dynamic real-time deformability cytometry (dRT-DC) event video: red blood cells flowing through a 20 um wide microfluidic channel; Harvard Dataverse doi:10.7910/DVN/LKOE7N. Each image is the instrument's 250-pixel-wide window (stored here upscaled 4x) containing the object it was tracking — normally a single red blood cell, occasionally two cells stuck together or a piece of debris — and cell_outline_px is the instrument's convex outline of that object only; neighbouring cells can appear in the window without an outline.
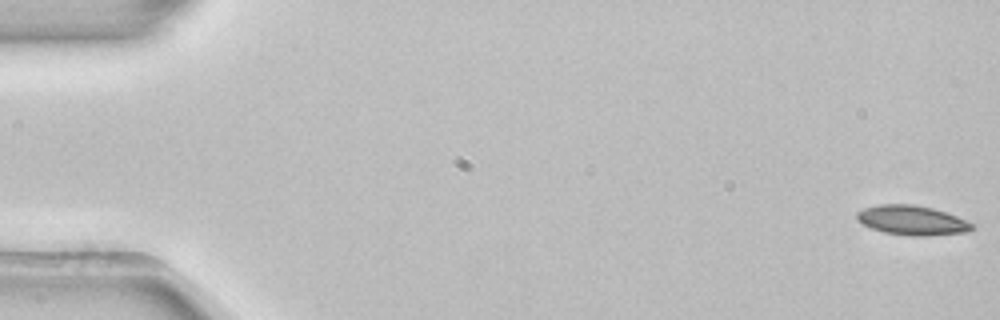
{"species": "common noctule bat (a hibernating species)", "species_latin": "Nyctalus noctula", "temperature_condition": "room temperature", "stored_images_in_passage": 15, "camera_frame_rate_fps": 3000, "um_per_image_px": 0.085, "animal": {"sex": "female", "body_mass_g": 22.7, "forearm_length_mm": 54.2}, "frame": {"image": 1, "passage_image": 1, "time_ms": 0.0, "image_size_px": [1000, 320], "cell_outline_px": [[972, 228], [968, 232], [928, 236], [912, 236], [884, 232], [872, 228], [856, 220], [856, 212], [864, 208], [876, 204], [912, 204], [932, 208], [956, 216], [972, 224]], "centroid_in_image_um": [77.48, 18.72], "position_along_channel_um": 7.5, "area_um2": 19.71}}